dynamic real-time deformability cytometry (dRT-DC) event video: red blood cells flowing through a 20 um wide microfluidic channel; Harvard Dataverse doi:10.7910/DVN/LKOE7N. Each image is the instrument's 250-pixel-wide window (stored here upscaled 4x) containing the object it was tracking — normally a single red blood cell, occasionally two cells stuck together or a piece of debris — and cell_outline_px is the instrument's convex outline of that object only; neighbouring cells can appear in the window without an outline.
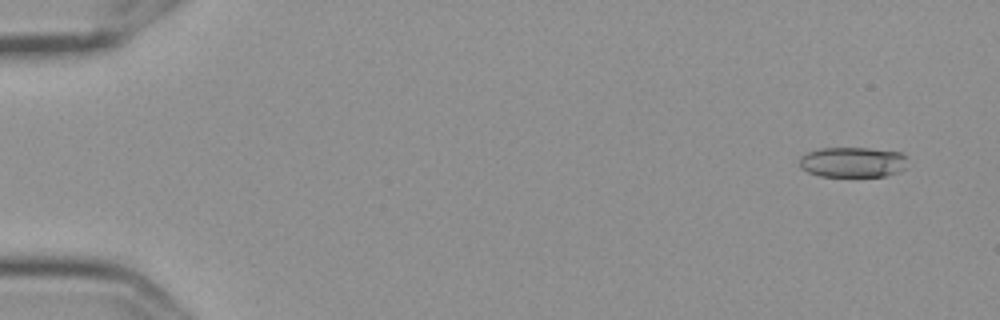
{"species": "Egyptian fruit bat (a non-hibernating species)", "species_latin": "Rousettus aegyptiacus", "temperature_condition": "cold", "stored_images_in_passage": 15, "camera_frame_rate_fps": 3000, "um_per_image_px": 0.085, "frame": {"image": 1, "passage_image": 4, "time_ms": 1.0, "image_size_px": [1000, 320], "cell_outline_px": [[904, 168], [896, 172], [884, 176], [820, 176], [808, 172], [800, 168], [800, 156], [808, 152], [820, 148], [868, 148], [900, 152], [904, 156]], "centroid_in_image_um": [72.41, 13.78], "position_along_channel_um": 12.6, "area_um2": 18.84}}